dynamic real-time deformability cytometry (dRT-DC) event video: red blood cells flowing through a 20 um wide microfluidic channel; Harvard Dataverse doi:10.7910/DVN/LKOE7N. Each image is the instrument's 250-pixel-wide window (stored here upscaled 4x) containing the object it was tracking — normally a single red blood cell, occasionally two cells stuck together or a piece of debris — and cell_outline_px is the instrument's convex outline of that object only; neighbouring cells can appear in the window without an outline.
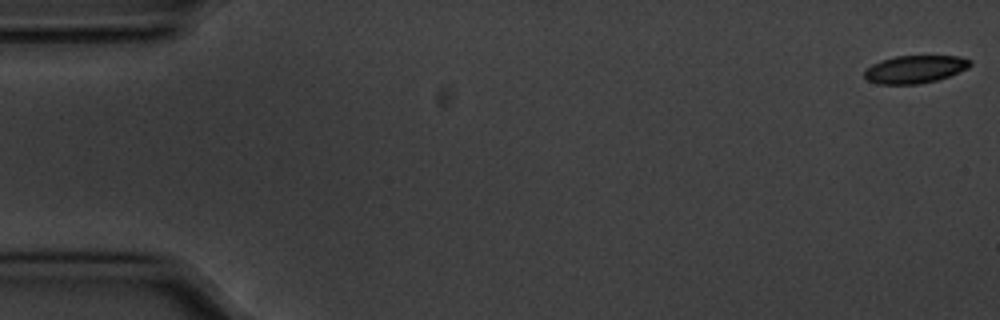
{"species": "common noctule bat (a hibernating species)", "species_latin": "Nyctalus noctula", "temperature_condition": "cold", "stored_images_in_passage": 56, "camera_frame_rate_fps": 3000, "um_per_image_px": 0.085, "animal": {"sex": "male", "body_mass_g": 20.1, "forearm_length_mm": 53.5}, "frame": {"image": 1, "passage_image": 1, "time_ms": 0.0, "image_size_px": [1000, 320], "cell_outline_px": [[972, 64], [968, 68], [948, 76], [936, 80], [920, 84], [880, 84], [868, 80], [864, 76], [864, 72], [872, 64], [880, 60], [896, 56], [956, 56], [972, 60]], "centroid_in_image_um": [77.77, 5.88], "position_along_channel_um": 7.2, "area_um2": 16.99}}
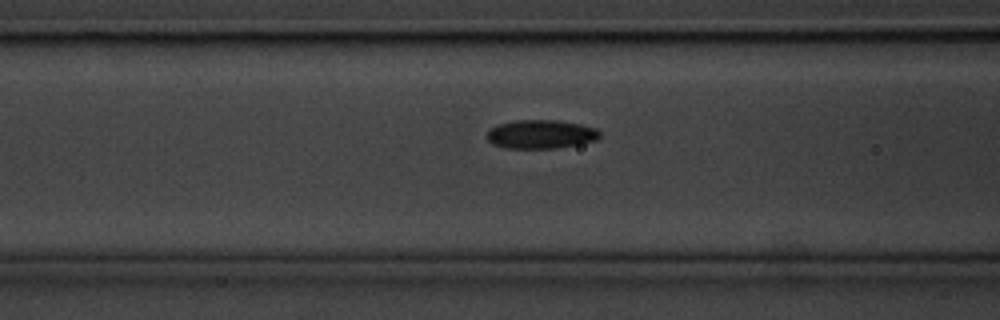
{"frame": {"image": 2, "passage_image": 22, "time_ms": 7.0, "image_size_px": [1000, 320], "cell_outline_px": [[600, 136], [596, 140], [580, 144], [556, 148], [504, 148], [492, 144], [484, 136], [492, 128], [500, 124], [516, 120], [556, 120], [580, 124], [596, 128], [600, 132]], "centroid_in_image_um": [45.97, 11.41], "position_along_channel_um": 120.6, "area_um2": 18.9}}
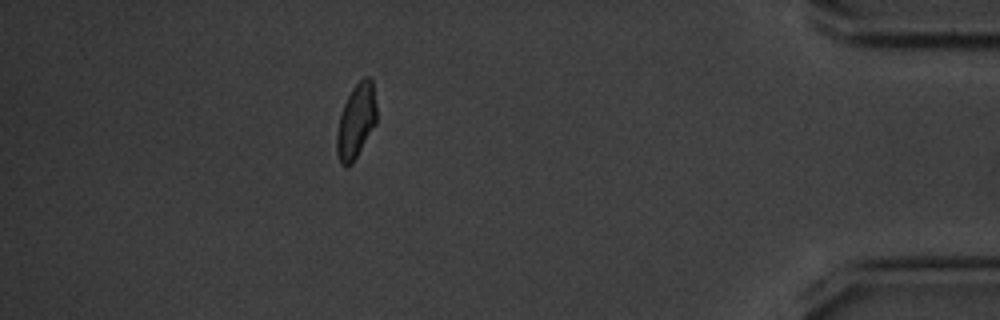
{"frame": {"image": 3, "passage_image": 50, "time_ms": 16.333, "image_size_px": [1000, 320], "cell_outline_px": [[376, 124], [352, 164], [344, 168], [340, 164], [336, 152], [336, 136], [340, 116], [344, 104], [352, 88], [364, 76], [368, 76], [372, 80], [376, 104]], "centroid_in_image_um": [30.26, 10.33], "position_along_channel_um": 404.9, "area_um2": 17.34}, "authors_computed_cell_mechanics": {"area_um2": 18.0625, "velocity_mm_per_s": 3.5533, "shape_relaxation_time_tau1_ms": 3.5275, "shape_relaxation_time_tau2_ms": 2.1442, "deformation_change_tau1": 0.1251, "deformation_change_tau2": 0.0695}}